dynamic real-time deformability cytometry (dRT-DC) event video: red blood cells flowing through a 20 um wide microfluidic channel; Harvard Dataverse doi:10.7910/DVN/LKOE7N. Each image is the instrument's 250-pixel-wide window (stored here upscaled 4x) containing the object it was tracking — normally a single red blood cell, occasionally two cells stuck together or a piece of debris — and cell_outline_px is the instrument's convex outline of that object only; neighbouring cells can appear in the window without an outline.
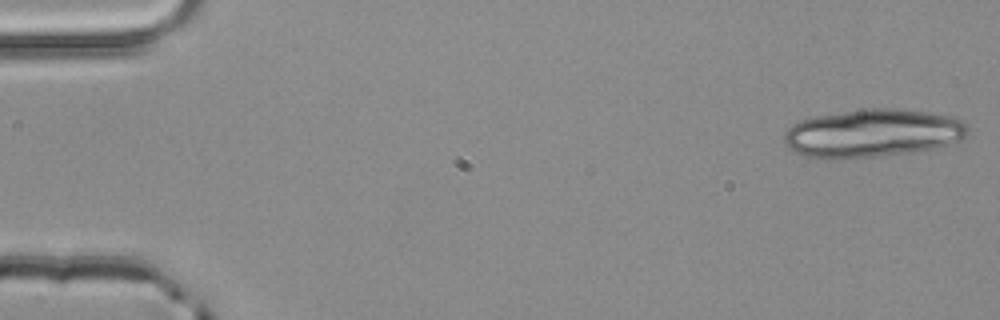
{"species": "common noctule bat (a hibernating species)", "species_latin": "Nyctalus noctula", "temperature_condition": "room temperature", "stored_images_in_passage": 4, "camera_frame_rate_fps": 3000, "um_per_image_px": 0.085, "animal": {"sex": "male", "body_mass_g": 20.4}, "frame": {"image": 1, "passage_image": 4, "time_ms": 1.0, "image_size_px": [1000, 320], "cell_outline_px": [[968, 132], [960, 140], [948, 144], [932, 148], [912, 152], [884, 156], [804, 156], [796, 152], [784, 144], [784, 132], [792, 124], [800, 120], [816, 116], [868, 108], [900, 108], [948, 116], [964, 120], [968, 128]], "centroid_in_image_um": [74.2, 11.29], "position_along_channel_um": 10.8, "area_um2": 50.58}}